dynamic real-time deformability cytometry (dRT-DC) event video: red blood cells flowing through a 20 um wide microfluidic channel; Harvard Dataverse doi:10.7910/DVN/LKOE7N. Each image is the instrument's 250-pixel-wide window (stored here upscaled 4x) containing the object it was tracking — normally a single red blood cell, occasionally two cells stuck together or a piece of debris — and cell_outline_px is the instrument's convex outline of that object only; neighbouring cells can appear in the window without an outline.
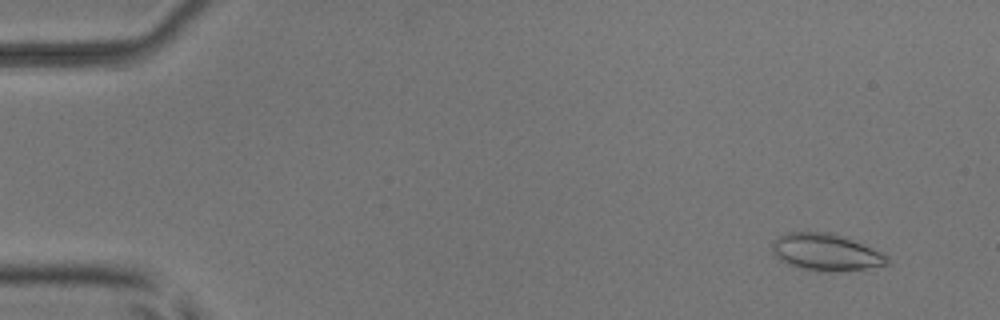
{"species": "common noctule bat (a hibernating species)", "species_latin": "Nyctalus noctula", "temperature_condition": "room temperature", "stored_images_in_passage": 53, "camera_frame_rate_fps": 3000, "um_per_image_px": 0.085, "animal": {"sex": "male", "body_mass_g": 17.9, "forearm_length_mm": 54.2}, "frame": {"image": 1, "passage_image": 4, "time_ms": 1.0, "image_size_px": [1000, 320], "cell_outline_px": [[888, 264], [840, 272], [820, 272], [788, 264], [776, 256], [772, 252], [772, 240], [788, 232], [832, 232], [872, 248], [888, 256]], "centroid_in_image_um": [70.18, 21.44], "position_along_channel_um": 14.8, "area_um2": 24.57}}
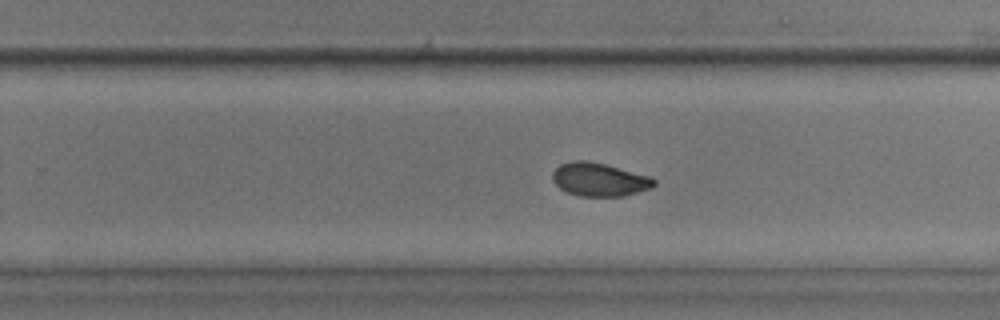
{"frame": {"image": 2, "passage_image": 34, "time_ms": 11.0, "image_size_px": [1000, 320], "cell_outline_px": [[656, 184], [652, 188], [624, 196], [580, 196], [568, 192], [560, 188], [552, 180], [552, 172], [560, 164], [572, 160], [584, 160], [604, 164], [648, 176], [656, 180]], "centroid_in_image_um": [50.93, 15.26], "position_along_channel_um": 278.9, "area_um2": 19.59}}
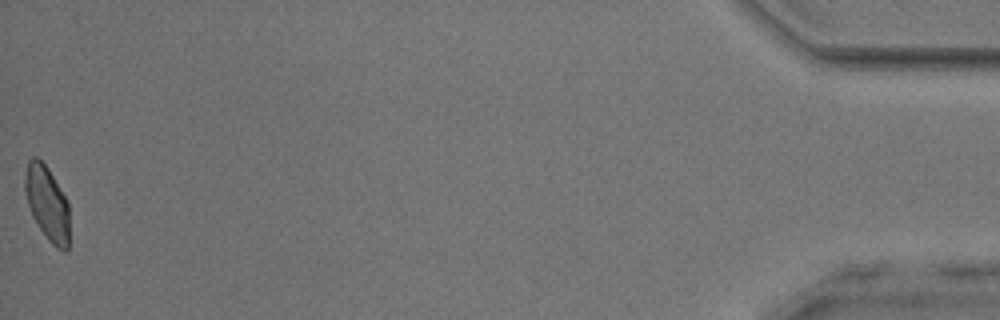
{"frame": {"image": 3, "passage_image": 53, "time_ms": 17.333, "image_size_px": [1000, 320], "cell_outline_px": [[68, 248], [64, 252], [56, 248], [48, 240], [32, 216], [28, 204], [24, 188], [24, 176], [28, 160], [32, 156], [36, 156], [48, 168], [68, 200]], "centroid_in_image_um": [4.0, 17.26], "position_along_channel_um": 431.2, "area_um2": 19.31}, "authors_computed_cell_mechanics": {"area_um2": 20.3456, "velocity_mm_per_s": 3.9188, "shape_relaxation_time_tau1_ms": 5.9986, "shape_relaxation_time_tau2_ms": 1.1306, "deformation_change_tau1": 0.1661, "deformation_change_tau2": 0.0421}}